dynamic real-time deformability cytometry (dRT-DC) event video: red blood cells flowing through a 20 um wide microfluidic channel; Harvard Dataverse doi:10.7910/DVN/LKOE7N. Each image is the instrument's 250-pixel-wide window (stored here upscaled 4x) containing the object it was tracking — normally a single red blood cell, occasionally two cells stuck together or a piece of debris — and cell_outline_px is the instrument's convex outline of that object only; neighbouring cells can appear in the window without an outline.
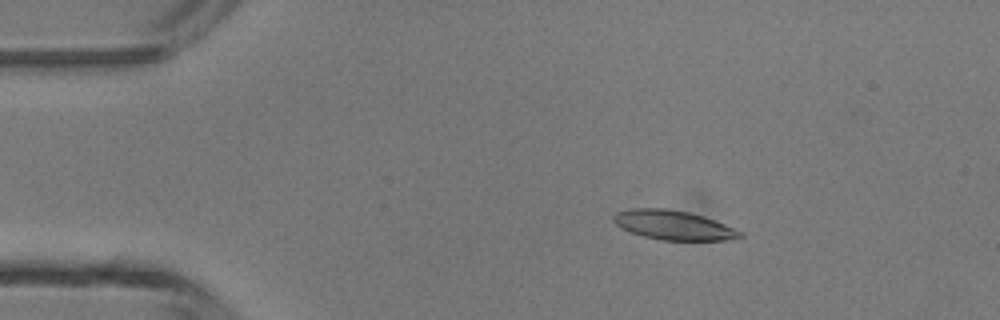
{"species": "common noctule bat (a hibernating species)", "species_latin": "Nyctalus noctula", "temperature_condition": "room temperature", "stored_images_in_passage": 40, "camera_frame_rate_fps": 3000, "um_per_image_px": 0.085, "animal": {"sex": "male", "body_mass_g": 13.3}, "frame": {"image": 1, "passage_image": 1, "time_ms": 0.0, "image_size_px": [1000, 320], "cell_outline_px": [[744, 236], [724, 240], [660, 240], [644, 236], [632, 232], [616, 224], [612, 220], [612, 216], [616, 212], [632, 208], [664, 208], [688, 212], [704, 216], [744, 232]], "centroid_in_image_um": [57.24, 19.13], "position_along_channel_um": 27.8, "area_um2": 21.5}}
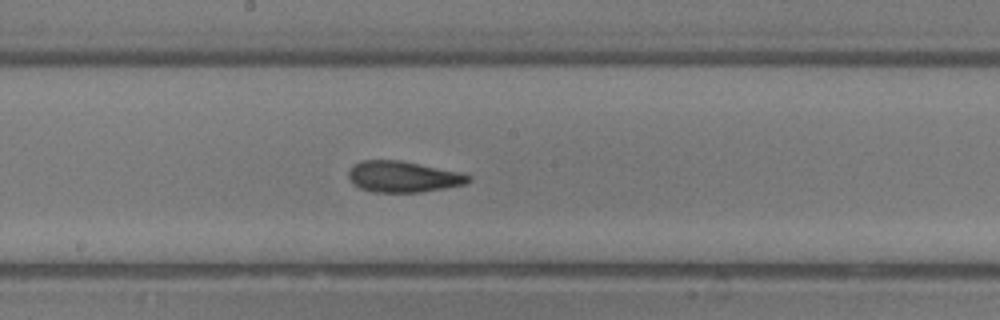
{"frame": {"image": 2, "passage_image": 18, "time_ms": 5.667, "image_size_px": [1000, 320], "cell_outline_px": [[472, 180], [464, 184], [444, 188], [420, 192], [372, 192], [360, 188], [352, 184], [348, 176], [348, 168], [352, 164], [360, 160], [400, 160], [460, 172], [472, 176]], "centroid_in_image_um": [34.22, 15.01], "position_along_channel_um": 214.0, "area_um2": 21.91}}
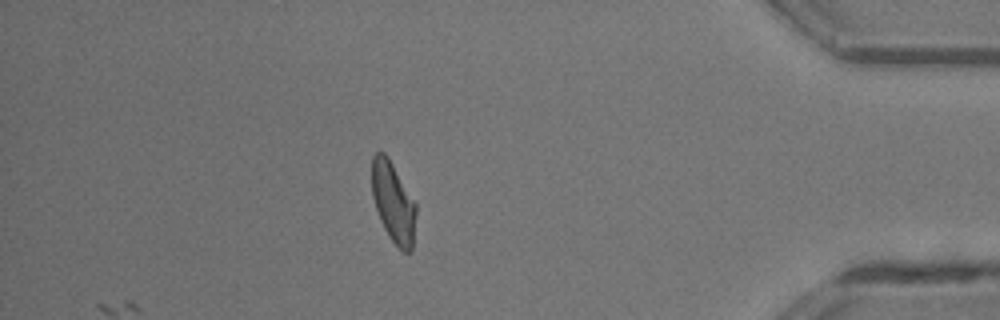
{"frame": {"image": 3, "passage_image": 34, "time_ms": 11.0, "image_size_px": [1000, 320], "cell_outline_px": [[416, 212], [412, 252], [404, 252], [388, 236], [380, 220], [372, 196], [372, 156], [376, 152], [384, 152], [388, 156], [416, 204]], "centroid_in_image_um": [33.42, 17.19], "position_along_channel_um": 401.8, "area_um2": 20.58}, "authors_computed_cell_mechanics": {"area_um2": 21.5594, "velocity_mm_per_s": 4.3616, "shape_relaxation_time_tau1_ms": 5.921, "shape_relaxation_time_tau2_ms": 1.6381, "deformation_change_tau1": 0.1854, "deformation_change_tau2": 0.0893}}